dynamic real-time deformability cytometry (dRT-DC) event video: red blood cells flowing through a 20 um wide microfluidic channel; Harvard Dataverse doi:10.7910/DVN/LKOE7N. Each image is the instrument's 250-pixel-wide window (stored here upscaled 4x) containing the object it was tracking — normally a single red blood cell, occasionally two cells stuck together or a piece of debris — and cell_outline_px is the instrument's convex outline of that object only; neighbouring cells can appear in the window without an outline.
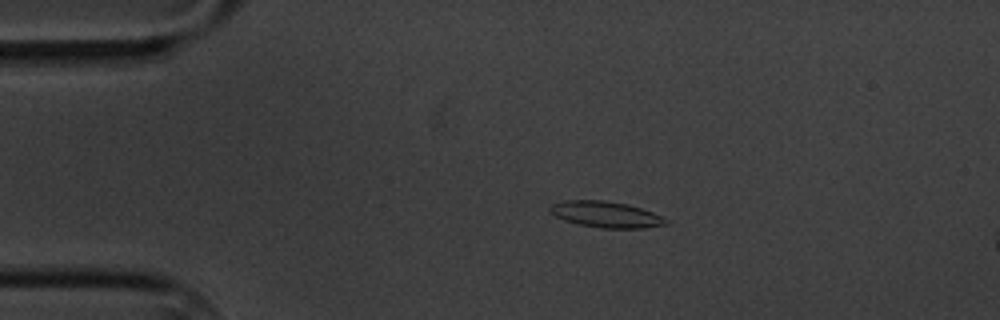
{"species": "common noctule bat (a hibernating species)", "species_latin": "Nyctalus noctula", "temperature_condition": "cold", "stored_images_in_passage": 5, "segment_of_instrument_passage": [1, 2], "camera_frame_rate_fps": 3000, "um_per_image_px": 0.085, "animal": {"sex": "male", "body_mass_g": 20.1, "forearm_length_mm": 53.5}, "frame": {"image": 1, "passage_image": 3, "time_ms": 2.333, "image_size_px": [1000, 320], "cell_outline_px": [[668, 224], [644, 228], [600, 228], [580, 224], [564, 220], [556, 216], [548, 208], [552, 204], [564, 200], [604, 200], [628, 204], [652, 212], [668, 220]], "centroid_in_image_um": [51.51, 18.22], "position_along_channel_um": 33.5, "area_um2": 17.51}}